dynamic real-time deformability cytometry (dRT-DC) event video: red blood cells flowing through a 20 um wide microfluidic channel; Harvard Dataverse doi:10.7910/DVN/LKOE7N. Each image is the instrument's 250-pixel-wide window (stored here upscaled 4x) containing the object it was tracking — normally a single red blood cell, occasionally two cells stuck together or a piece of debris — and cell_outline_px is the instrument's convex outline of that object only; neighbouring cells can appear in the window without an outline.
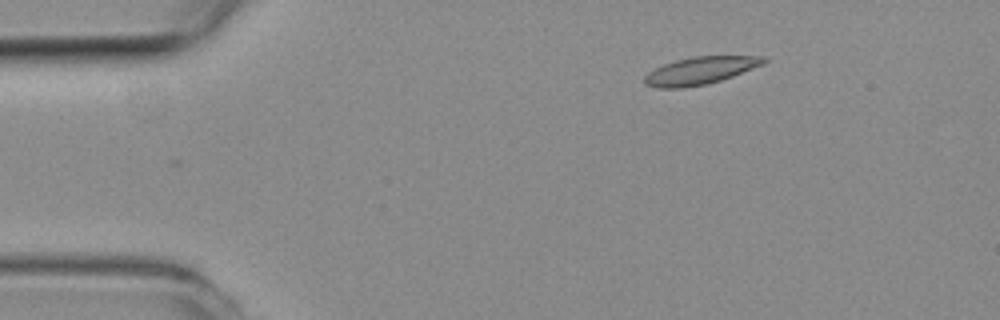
{"species": "common noctule bat (a hibernating species)", "species_latin": "Nyctalus noctula", "temperature_condition": "room temperature", "stored_images_in_passage": 34, "camera_frame_rate_fps": 3000, "um_per_image_px": 0.085, "animal": {"sex": "female", "body_mass_g": 19.3, "forearm_length_mm": 54.1}, "frame": {"image": 1, "passage_image": 1, "time_ms": 0.0, "image_size_px": [1000, 320], "cell_outline_px": [[768, 60], [764, 64], [732, 76], [720, 80], [704, 84], [680, 88], [656, 88], [644, 84], [644, 76], [648, 72], [664, 64], [676, 60], [692, 56], [764, 56]], "centroid_in_image_um": [59.5, 5.99], "position_along_channel_um": 25.5, "area_um2": 18.96}}
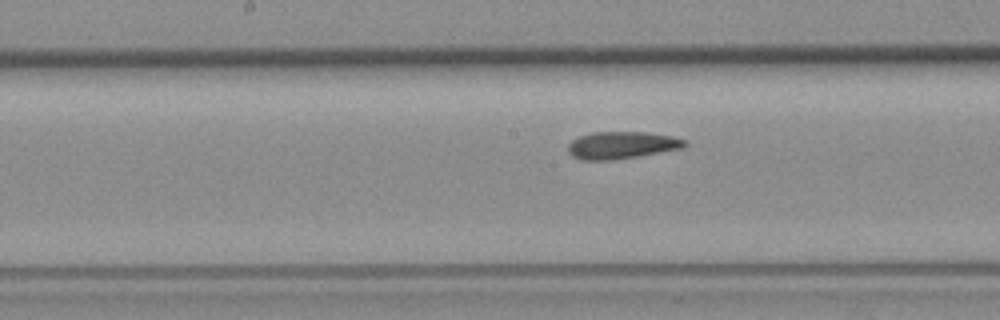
{"frame": {"image": 2, "passage_image": 19, "time_ms": 6.0, "image_size_px": [1000, 320], "cell_outline_px": [[688, 144], [684, 148], [640, 156], [612, 160], [580, 160], [572, 156], [568, 152], [568, 144], [572, 140], [580, 136], [592, 132], [644, 132], [672, 136], [684, 140]], "centroid_in_image_um": [52.84, 12.35], "position_along_channel_um": 195.4, "area_um2": 18.61}}
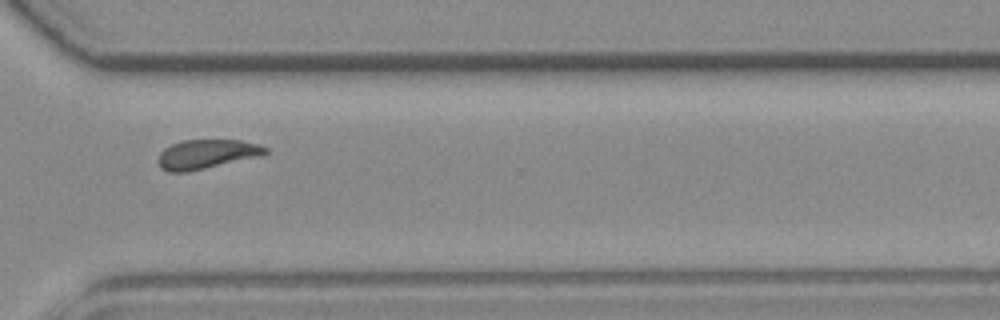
{"frame": {"image": 3, "passage_image": 31, "time_ms": 10.0, "image_size_px": [1000, 320], "cell_outline_px": [[268, 152], [260, 156], [188, 172], [168, 172], [160, 168], [156, 160], [160, 152], [164, 148], [172, 144], [184, 140], [240, 140], [260, 144], [268, 148]], "centroid_in_image_um": [17.54, 13.11], "position_along_channel_um": 353.1, "area_um2": 18.44}, "authors_computed_cell_mechanics": {"area_um2": 18.6694, "velocity_mm_per_s": 3.9472, "shape_relaxation_time_tau1_ms": null, "shape_relaxation_time_tau2_ms": 2.3063, "deformation_change_tau1": null, "deformation_change_tau2": 0.0874}}